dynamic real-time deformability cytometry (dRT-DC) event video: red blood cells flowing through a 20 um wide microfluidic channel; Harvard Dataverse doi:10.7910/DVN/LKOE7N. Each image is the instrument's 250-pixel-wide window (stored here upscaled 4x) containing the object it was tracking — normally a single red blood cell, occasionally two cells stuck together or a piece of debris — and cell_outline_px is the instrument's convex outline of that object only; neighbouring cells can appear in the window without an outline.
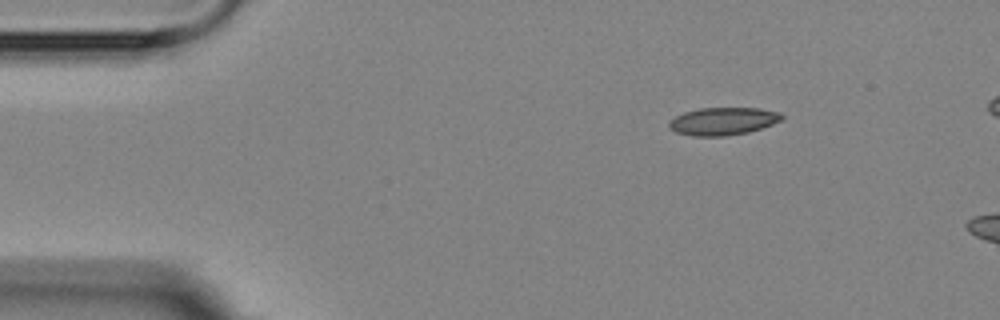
{"species": "Egyptian fruit bat (a non-hibernating species)", "species_latin": "Rousettus aegyptiacus", "temperature_condition": "room temperature", "stored_images_in_passage": 7, "camera_frame_rate_fps": 3000, "um_per_image_px": 0.085, "animal": {"sex": "female"}, "frame": {"image": 1, "passage_image": 1, "time_ms": 0.0, "image_size_px": [1000, 320], "cell_outline_px": [[784, 120], [748, 132], [724, 136], [692, 136], [676, 132], [668, 128], [668, 124], [676, 116], [684, 112], [700, 108], [760, 108], [780, 112], [784, 116]], "centroid_in_image_um": [61.48, 10.3], "position_along_channel_um": 23.5, "area_um2": 18.21}}
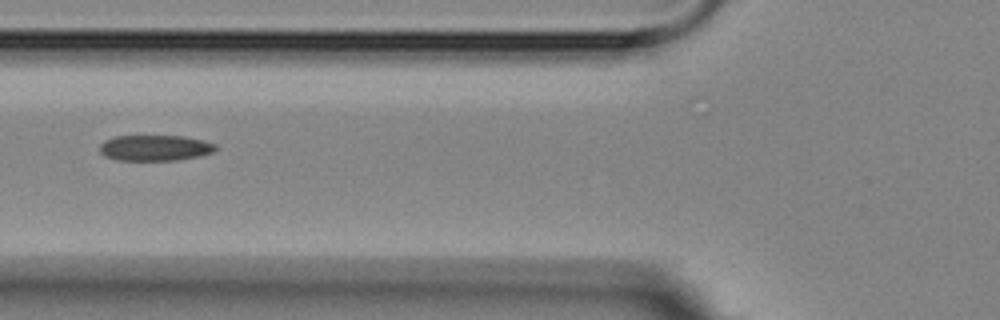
{"frame": {"image": 2, "passage_image": 4, "time_ms": 4.333, "image_size_px": [1000, 320], "cell_outline_px": [[216, 148], [212, 152], [200, 156], [176, 160], [116, 160], [104, 156], [100, 152], [100, 144], [104, 140], [112, 136], [184, 136], [204, 140], [216, 144]], "centroid_in_image_um": [13.15, 12.56], "position_along_channel_um": 112.7, "area_um2": 17.51}}
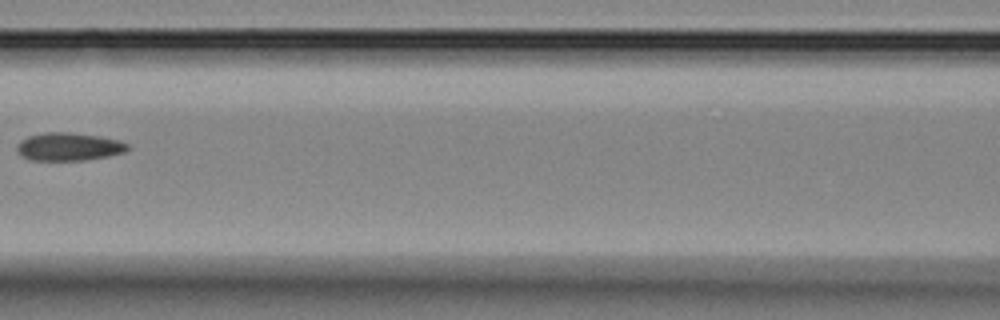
{"frame": {"image": 3, "passage_image": 5, "time_ms": 5.667, "image_size_px": [1000, 320], "cell_outline_px": [[128, 148], [124, 152], [108, 156], [84, 160], [32, 160], [16, 152], [16, 144], [20, 140], [28, 136], [44, 132], [68, 132], [100, 136], [120, 140], [128, 144]], "centroid_in_image_um": [5.82, 12.46], "position_along_channel_um": 160.8, "area_um2": 18.09}}